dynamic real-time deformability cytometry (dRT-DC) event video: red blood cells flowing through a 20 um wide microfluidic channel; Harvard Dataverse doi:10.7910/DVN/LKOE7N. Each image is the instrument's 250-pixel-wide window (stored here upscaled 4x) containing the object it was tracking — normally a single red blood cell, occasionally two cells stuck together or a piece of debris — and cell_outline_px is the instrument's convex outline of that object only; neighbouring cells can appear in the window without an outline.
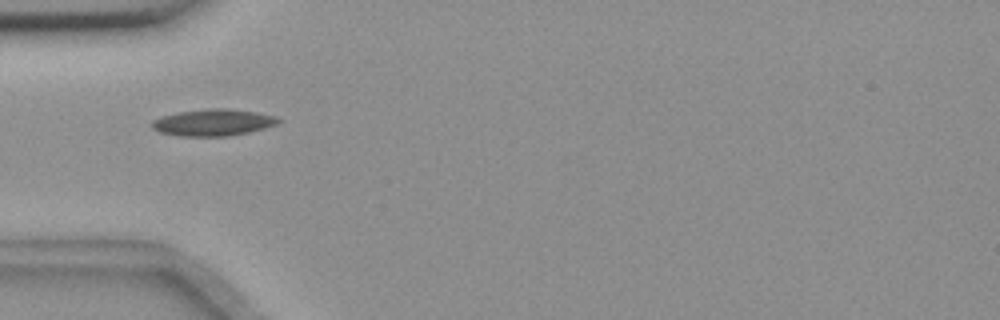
{"species": "common noctule bat (a hibernating species)", "species_latin": "Nyctalus noctula", "temperature_condition": "room temperature", "stored_images_in_passage": 11, "camera_frame_rate_fps": 3000, "um_per_image_px": 0.085, "animal": {"sex": "female", "body_mass_g": 18.4}, "frame": {"image": 1, "passage_image": 5, "time_ms": 1.333, "image_size_px": [1000, 320], "cell_outline_px": [[280, 120], [276, 124], [264, 128], [248, 132], [228, 136], [176, 136], [160, 132], [152, 128], [148, 124], [152, 120], [164, 116], [180, 112], [212, 108], [228, 108], [256, 112], [276, 116]], "centroid_in_image_um": [18.08, 10.41], "position_along_channel_um": 66.9, "area_um2": 19.59}}
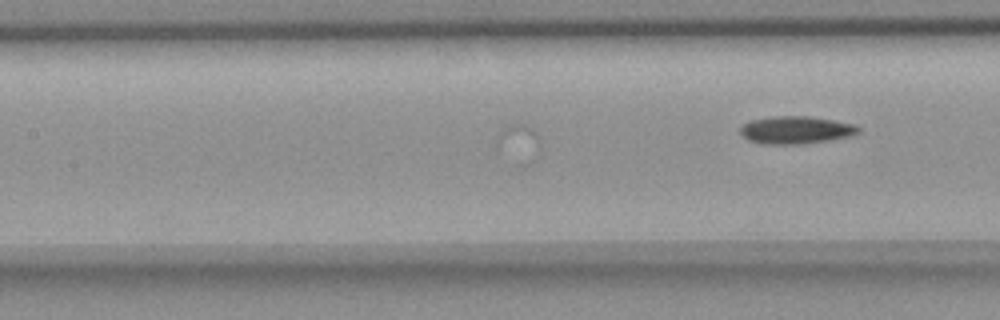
{"frame": {"image": 2, "passage_image": 11, "time_ms": 3.333, "image_size_px": [1000, 320], "cell_outline_px": [[860, 132], [848, 136], [828, 140], [800, 144], [768, 144], [748, 140], [740, 132], [740, 128], [744, 124], [752, 120], [772, 116], [808, 116], [832, 120], [852, 124], [860, 128]], "centroid_in_image_um": [67.63, 11.04], "position_along_channel_um": 139.8, "area_um2": 18.67}}